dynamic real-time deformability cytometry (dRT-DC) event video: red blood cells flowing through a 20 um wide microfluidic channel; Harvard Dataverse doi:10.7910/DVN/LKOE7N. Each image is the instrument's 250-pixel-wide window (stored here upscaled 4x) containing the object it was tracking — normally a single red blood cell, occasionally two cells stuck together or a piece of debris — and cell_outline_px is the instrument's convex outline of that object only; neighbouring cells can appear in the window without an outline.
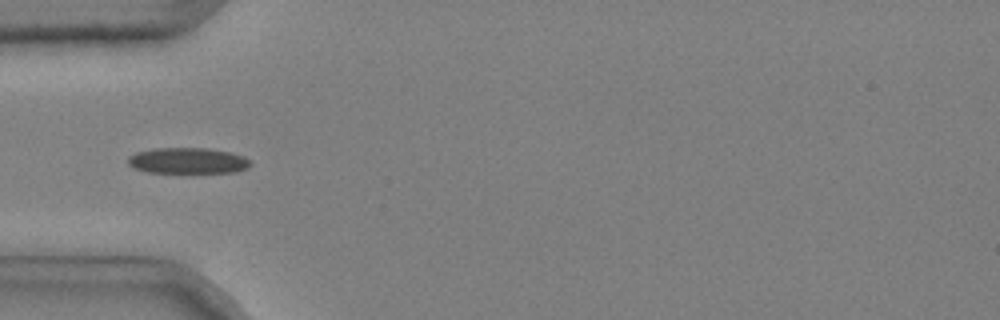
{"species": "common noctule bat (a hibernating species)", "species_latin": "Nyctalus noctula", "temperature_condition": "cold", "stored_images_in_passage": 39, "camera_frame_rate_fps": 3000, "um_per_image_px": 0.085, "animal": {"sex": "male", "body_mass_g": 20.4}, "frame": {"image": 1, "passage_image": 4, "time_ms": 1.0, "image_size_px": [1000, 320], "cell_outline_px": [[252, 164], [248, 168], [236, 172], [148, 172], [132, 168], [128, 164], [128, 156], [136, 152], [156, 148], [204, 148], [228, 152], [244, 156]], "centroid_in_image_um": [15.93, 13.66], "position_along_channel_um": 69.1, "area_um2": 18.38}}
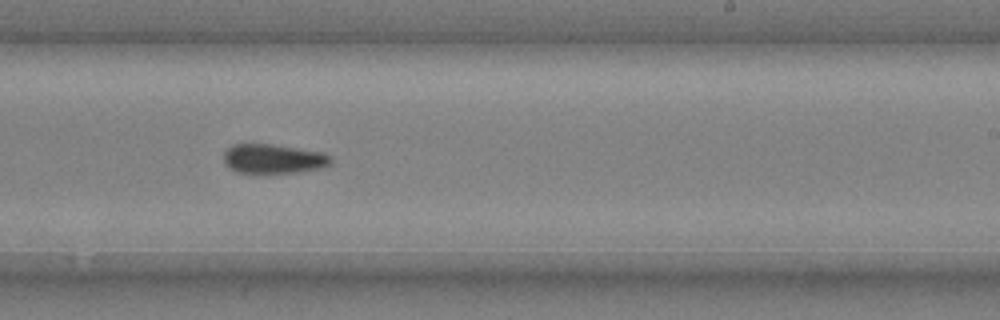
{"frame": {"image": 2, "passage_image": 20, "time_ms": 6.333, "image_size_px": [1000, 320], "cell_outline_px": [[332, 164], [324, 168], [300, 172], [260, 176], [236, 172], [224, 164], [224, 152], [232, 144], [272, 144], [324, 152], [332, 156]], "centroid_in_image_um": [23.26, 13.55], "position_along_channel_um": 265.7, "area_um2": 19.42}}
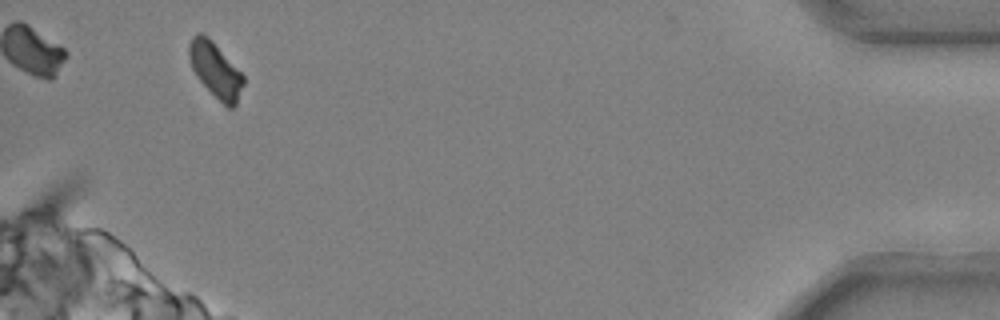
{"frame": {"image": 3, "passage_image": 37, "time_ms": 12.0, "image_size_px": [1000, 320], "cell_outline_px": [[244, 84], [236, 104], [232, 108], [228, 108], [200, 80], [192, 68], [188, 60], [188, 44], [192, 36], [200, 32], [208, 36], [212, 40], [244, 76]], "centroid_in_image_um": [18.3, 5.91], "position_along_channel_um": 416.9, "area_um2": 17.17}, "authors_computed_cell_mechanics": {"area_um2": 18.496, "velocity_mm_per_s": 3.7027, "shape_relaxation_time_tau1_ms": null, "shape_relaxation_time_tau2_ms": 2.5013, "deformation_change_tau1": null, "deformation_change_tau2": 0.0815}}